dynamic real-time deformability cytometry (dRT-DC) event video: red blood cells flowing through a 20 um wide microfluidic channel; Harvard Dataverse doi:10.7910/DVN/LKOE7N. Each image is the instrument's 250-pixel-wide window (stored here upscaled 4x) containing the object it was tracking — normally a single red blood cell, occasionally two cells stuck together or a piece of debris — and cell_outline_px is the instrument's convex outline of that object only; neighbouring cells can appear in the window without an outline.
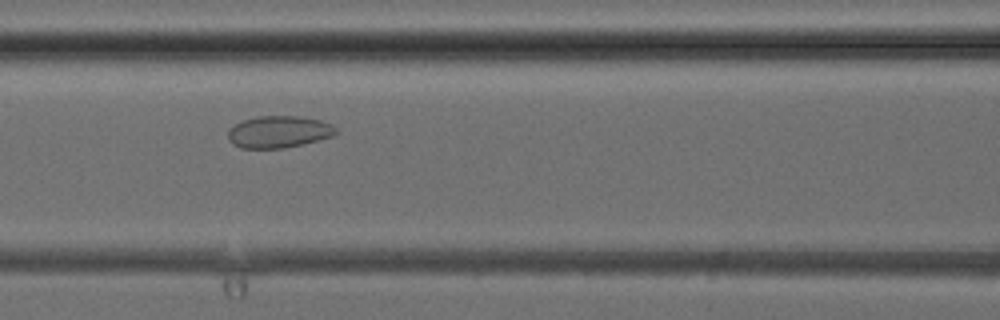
{"species": "common noctule bat (a hibernating species)", "species_latin": "Nyctalus noctula", "temperature_condition": "cold", "stored_images_in_passage": 7, "camera_frame_rate_fps": 3000, "um_per_image_px": 0.085, "animal": {"sex": "female", "body_mass_g": 24.6, "forearm_length_mm": 56.2}, "frame": {"image": 1, "passage_image": 6, "time_ms": 6.333, "image_size_px": [1000, 320], "cell_outline_px": [[336, 132], [332, 136], [304, 144], [284, 148], [240, 148], [232, 144], [228, 140], [228, 128], [244, 120], [256, 116], [300, 116], [320, 120], [332, 124], [336, 128]], "centroid_in_image_um": [23.67, 11.21], "position_along_channel_um": 142.9, "area_um2": 20.17}}
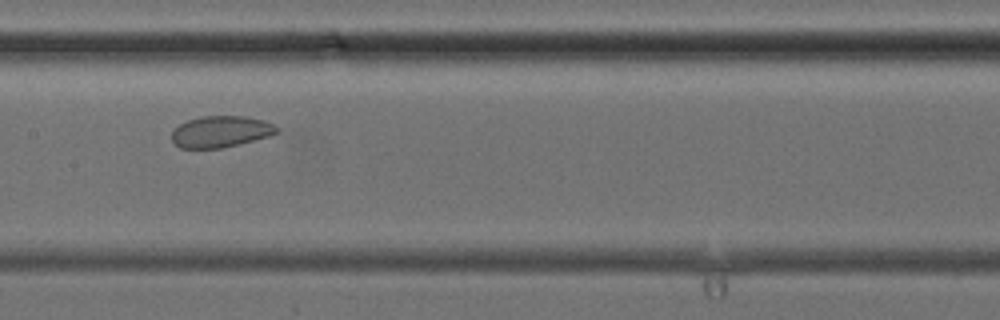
{"frame": {"image": 2, "passage_image": 7, "time_ms": 7.333, "image_size_px": [1000, 320], "cell_outline_px": [[280, 132], [268, 136], [220, 148], [180, 148], [172, 140], [172, 132], [180, 124], [188, 120], [200, 116], [244, 116], [264, 120], [280, 128]], "centroid_in_image_um": [18.77, 11.17], "position_along_channel_um": 188.6, "area_um2": 19.02}}